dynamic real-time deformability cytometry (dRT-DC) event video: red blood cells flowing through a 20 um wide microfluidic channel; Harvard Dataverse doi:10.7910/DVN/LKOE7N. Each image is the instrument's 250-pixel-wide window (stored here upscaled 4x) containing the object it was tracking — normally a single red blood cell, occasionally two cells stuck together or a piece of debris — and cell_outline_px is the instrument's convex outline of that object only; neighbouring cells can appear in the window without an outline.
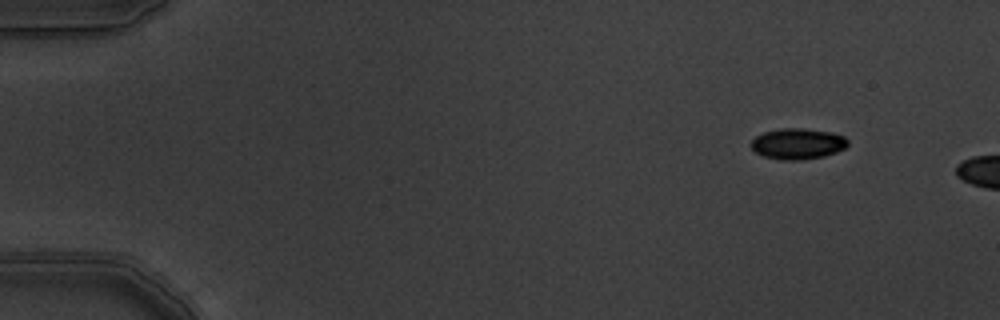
{"species": "common noctule bat (a hibernating species)", "species_latin": "Nyctalus noctula", "temperature_condition": "warm", "stored_images_in_passage": 2, "camera_frame_rate_fps": 3000, "um_per_image_px": 0.085, "animal": {"sex": "male", "body_mass_g": 19.5, "forearm_length_mm": 54.6}, "frame": {"image": 1, "passage_image": 1, "time_ms": 0.0, "image_size_px": [1000, 320], "cell_outline_px": [[848, 144], [844, 148], [836, 152], [824, 156], [800, 160], [784, 160], [764, 156], [756, 152], [752, 148], [752, 140], [756, 136], [764, 132], [780, 128], [804, 128], [832, 132], [844, 136], [848, 140]], "centroid_in_image_um": [67.82, 12.21], "position_along_channel_um": 17.2, "area_um2": 17.34}}